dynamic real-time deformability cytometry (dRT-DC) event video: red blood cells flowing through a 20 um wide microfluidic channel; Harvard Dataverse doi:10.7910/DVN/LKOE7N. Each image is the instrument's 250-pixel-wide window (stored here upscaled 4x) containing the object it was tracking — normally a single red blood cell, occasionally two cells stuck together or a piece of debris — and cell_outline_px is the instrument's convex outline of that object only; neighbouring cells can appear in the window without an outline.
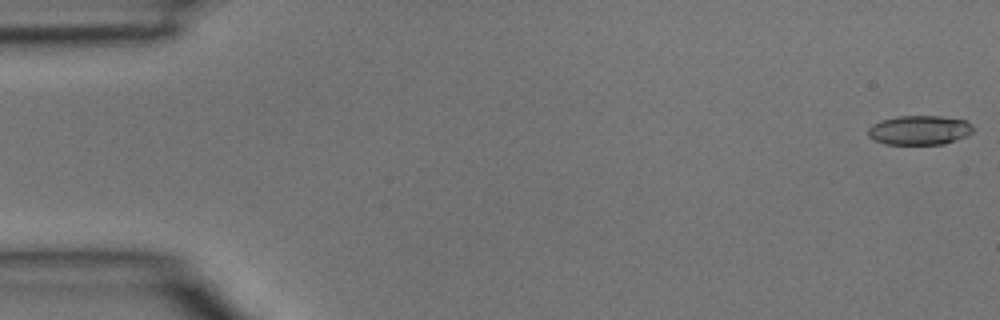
{"species": "common noctule bat (a hibernating species)", "species_latin": "Nyctalus noctula", "temperature_condition": "room temperature", "stored_images_in_passage": 11, "camera_frame_rate_fps": 3000, "um_per_image_px": 0.085, "animal": {"sex": "male", "body_mass_g": 15.6}, "frame": {"image": 1, "passage_image": 1, "time_ms": 0.0, "image_size_px": [1000, 320], "cell_outline_px": [[972, 132], [968, 136], [944, 144], [884, 144], [868, 136], [868, 128], [872, 124], [880, 120], [896, 116], [940, 116], [968, 120], [972, 124]], "centroid_in_image_um": [78.17, 11.05], "position_along_channel_um": 6.8, "area_um2": 18.15}}